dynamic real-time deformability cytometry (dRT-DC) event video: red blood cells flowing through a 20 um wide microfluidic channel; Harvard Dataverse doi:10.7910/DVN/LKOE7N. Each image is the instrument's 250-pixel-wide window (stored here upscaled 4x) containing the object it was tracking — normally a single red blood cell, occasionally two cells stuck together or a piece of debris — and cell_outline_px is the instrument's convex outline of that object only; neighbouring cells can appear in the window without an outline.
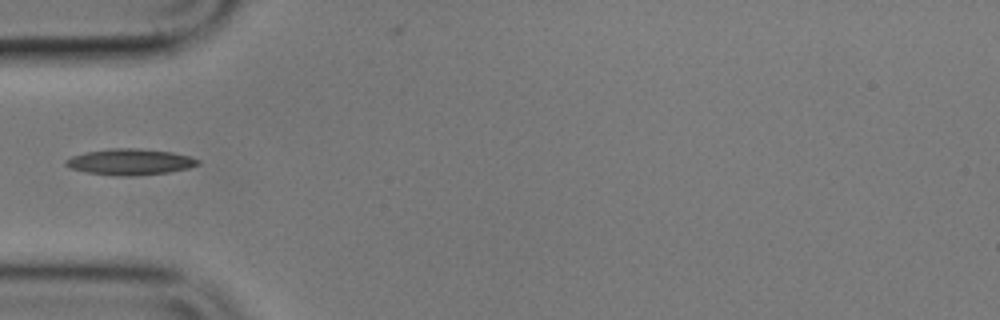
{"species": "common noctule bat (a hibernating species)", "species_latin": "Nyctalus noctula", "temperature_condition": "cold", "stored_images_in_passage": 1, "camera_frame_rate_fps": 3000, "um_per_image_px": 0.085, "animal": {"sex": "male", "body_mass_g": 17.9}, "frame": {"image": 1, "passage_image": 1, "time_ms": 0.0, "image_size_px": [1000, 320], "cell_outline_px": [[200, 164], [188, 168], [168, 172], [132, 176], [120, 176], [88, 172], [68, 168], [64, 164], [64, 160], [72, 156], [84, 152], [108, 148], [136, 148], [172, 152], [188, 156], [200, 160]], "centroid_in_image_um": [11.02, 13.75], "position_along_channel_um": 74.0, "area_um2": 20.11}}